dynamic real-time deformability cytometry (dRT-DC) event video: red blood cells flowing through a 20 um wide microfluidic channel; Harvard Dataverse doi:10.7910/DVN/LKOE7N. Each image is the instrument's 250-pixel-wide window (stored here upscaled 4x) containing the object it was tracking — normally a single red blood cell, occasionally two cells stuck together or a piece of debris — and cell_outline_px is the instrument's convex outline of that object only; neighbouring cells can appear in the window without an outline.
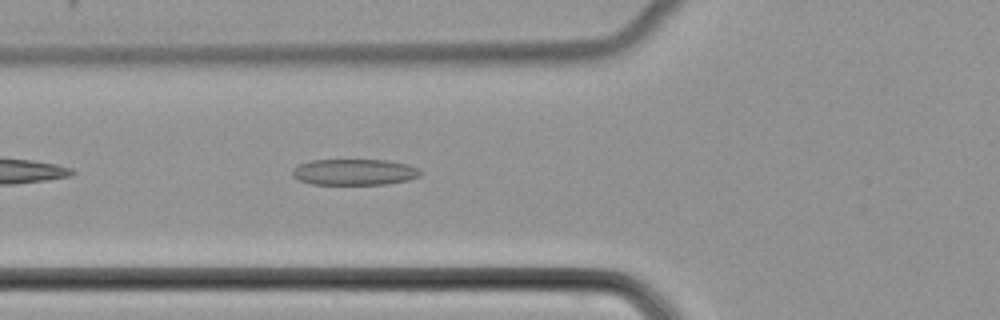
{"species": "common noctule bat (a hibernating species)", "species_latin": "Nyctalus noctula", "temperature_condition": "cold", "stored_images_in_passage": 36, "camera_frame_rate_fps": 3000, "um_per_image_px": 0.085, "animal": {"sex": "female", "body_mass_g": 22.7, "forearm_length_mm": 54.2}, "frame": {"image": 1, "passage_image": 3, "time_ms": 0.667, "image_size_px": [1000, 320], "cell_outline_px": [[420, 176], [408, 180], [384, 184], [312, 184], [300, 180], [292, 176], [292, 168], [308, 160], [388, 160], [408, 164], [420, 168]], "centroid_in_image_um": [30.12, 14.61], "position_along_channel_um": 95.7, "area_um2": 19.54}}
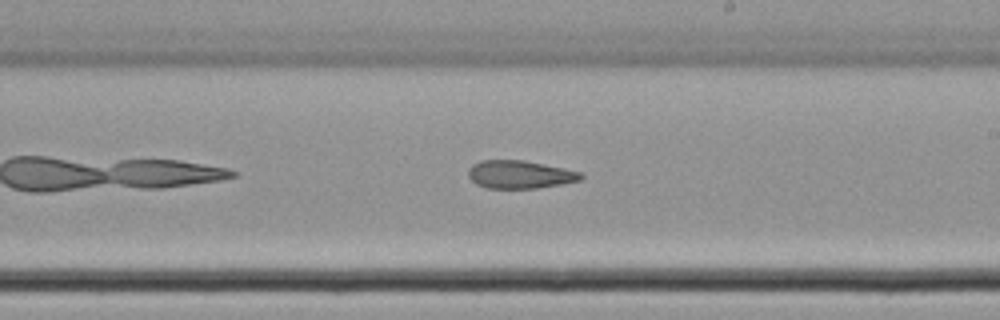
{"frame": {"image": 2, "passage_image": 14, "time_ms": 4.333, "image_size_px": [1000, 320], "cell_outline_px": [[584, 176], [580, 180], [560, 184], [536, 188], [488, 188], [476, 184], [468, 176], [468, 168], [472, 164], [480, 160], [524, 160], [564, 168], [580, 172]], "centroid_in_image_um": [44.15, 14.82], "position_along_channel_um": 244.8, "area_um2": 18.32}}
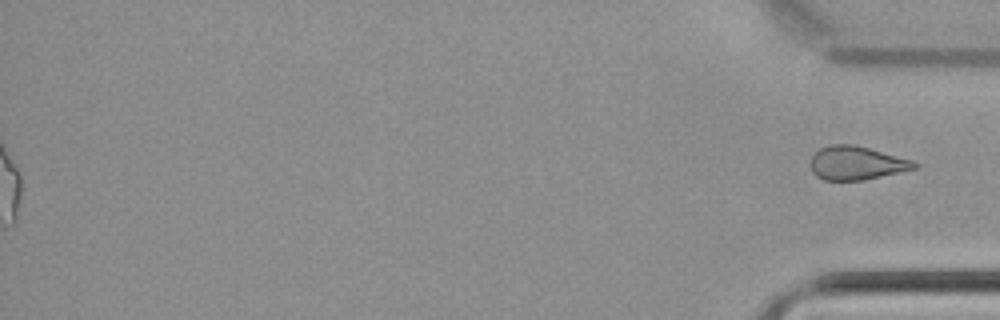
{"frame": {"image": 3, "passage_image": 36, "time_ms": 11.667, "image_size_px": [1000, 320], "cell_outline_px": [[920, 164], [916, 168], [864, 180], [824, 180], [816, 176], [812, 172], [812, 156], [820, 148], [832, 144], [852, 144], [868, 148], [912, 160]], "centroid_in_image_um": [72.8, 13.86], "position_along_channel_um": 362.4, "area_um2": 20.06}}